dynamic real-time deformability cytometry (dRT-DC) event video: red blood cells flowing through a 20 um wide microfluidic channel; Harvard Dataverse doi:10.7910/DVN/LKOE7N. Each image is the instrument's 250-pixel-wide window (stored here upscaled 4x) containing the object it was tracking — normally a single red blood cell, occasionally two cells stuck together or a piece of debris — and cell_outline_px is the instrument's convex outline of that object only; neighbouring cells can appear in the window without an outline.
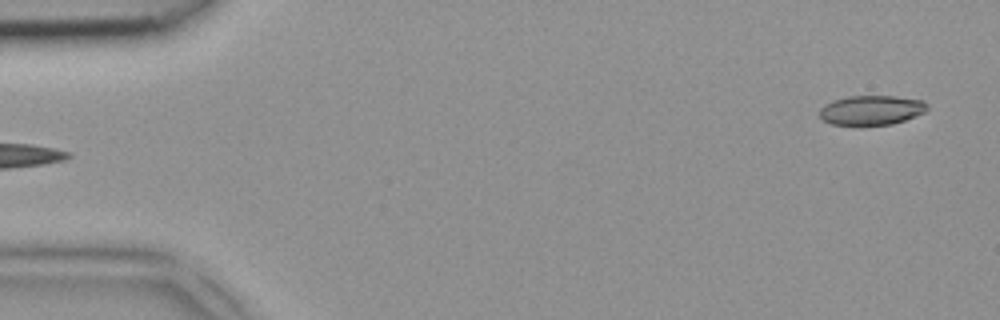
{"species": "common noctule bat (a hibernating species)", "species_latin": "Nyctalus noctula", "temperature_condition": "room temperature", "stored_images_in_passage": 4, "camera_frame_rate_fps": 3000, "um_per_image_px": 0.085, "animal": {"sex": "female", "body_mass_g": 18.4}, "frame": {"image": 1, "passage_image": 4, "time_ms": 1.0, "image_size_px": [1000, 320], "cell_outline_px": [[928, 108], [924, 112], [916, 116], [892, 124], [832, 124], [824, 120], [820, 116], [820, 108], [824, 104], [832, 100], [848, 96], [896, 96], [924, 100], [928, 104]], "centroid_in_image_um": [74.09, 9.34], "position_along_channel_um": 10.9, "area_um2": 18.44}}